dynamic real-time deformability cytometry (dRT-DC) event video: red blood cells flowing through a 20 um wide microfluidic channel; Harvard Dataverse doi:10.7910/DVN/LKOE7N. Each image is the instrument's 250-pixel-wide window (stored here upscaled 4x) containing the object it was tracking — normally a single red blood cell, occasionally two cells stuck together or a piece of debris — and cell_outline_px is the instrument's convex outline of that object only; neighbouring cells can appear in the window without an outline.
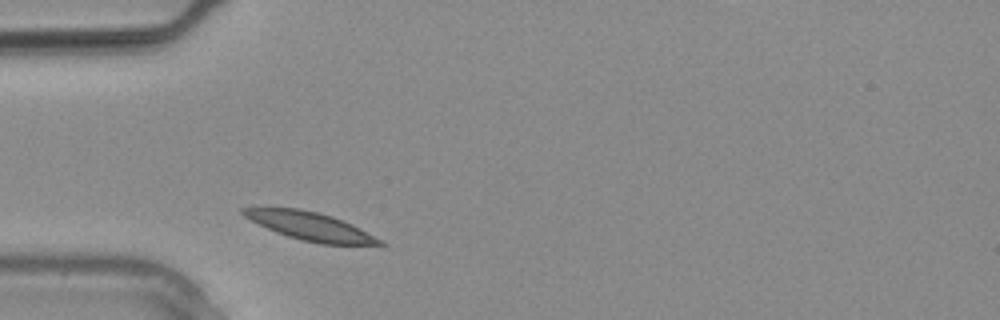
{"species": "common noctule bat (a hibernating species)", "species_latin": "Nyctalus noctula", "temperature_condition": "warm", "stored_images_in_passage": 3, "camera_frame_rate_fps": 3000, "um_per_image_px": 0.085, "animal": {"sex": "male", "body_mass_g": 20.4}, "frame": {"image": 1, "passage_image": 1, "time_ms": 0.0, "image_size_px": [1000, 320], "cell_outline_px": [[388, 244], [320, 244], [300, 240], [276, 232], [244, 216], [240, 212], [240, 208], [300, 208], [332, 216], [352, 224], [384, 240]], "centroid_in_image_um": [26.4, 19.23], "position_along_channel_um": 58.6, "area_um2": 22.14}}
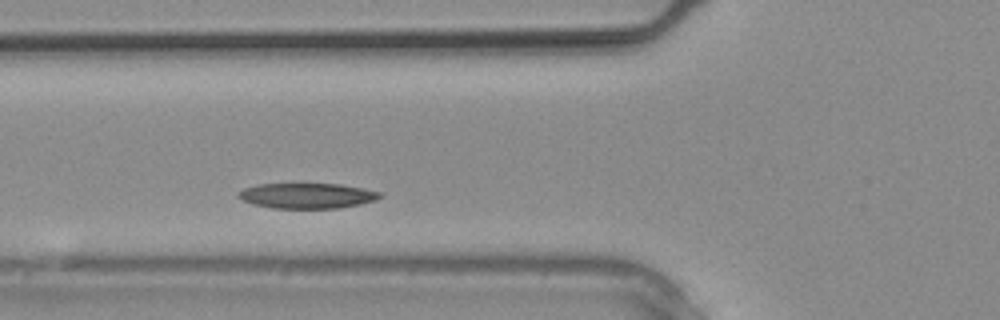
{"frame": {"image": 2, "passage_image": 3, "time_ms": 0.667, "image_size_px": [1000, 320], "cell_outline_px": [[384, 196], [376, 200], [360, 204], [340, 208], [272, 208], [252, 204], [236, 196], [244, 188], [256, 184], [300, 180], [340, 184], [364, 188], [380, 192]], "centroid_in_image_um": [26.09, 16.57], "position_along_channel_um": 99.7, "area_um2": 22.14}}